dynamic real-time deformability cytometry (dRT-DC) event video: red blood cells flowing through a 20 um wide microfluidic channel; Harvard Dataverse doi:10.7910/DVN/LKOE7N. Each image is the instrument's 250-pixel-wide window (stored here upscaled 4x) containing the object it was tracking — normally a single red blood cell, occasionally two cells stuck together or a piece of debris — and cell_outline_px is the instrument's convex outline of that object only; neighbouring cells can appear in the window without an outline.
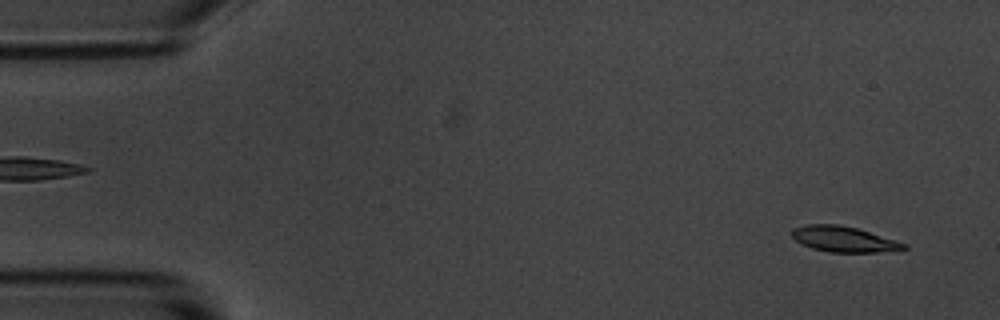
{"species": "common noctule bat (a hibernating species)", "species_latin": "Nyctalus noctula", "temperature_condition": "room temperature", "stored_images_in_passage": 5, "camera_frame_rate_fps": 3000, "um_per_image_px": 0.085, "animal": {"sex": "male", "body_mass_g": 20.1, "forearm_length_mm": 53.5}, "frame": {"image": 1, "passage_image": 2, "time_ms": 1.0, "image_size_px": [1000, 320], "cell_outline_px": [[908, 248], [880, 252], [828, 252], [812, 248], [800, 244], [792, 236], [792, 228], [808, 224], [840, 224], [856, 228], [908, 244]], "centroid_in_image_um": [71.69, 20.33], "position_along_channel_um": 13.3, "area_um2": 16.65}}
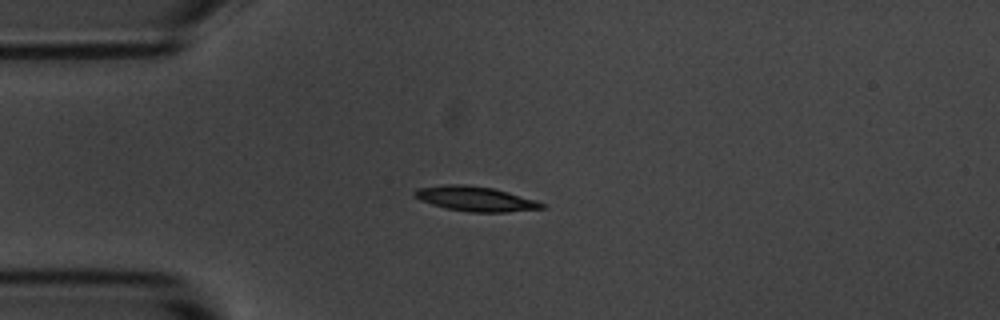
{"frame": {"image": 2, "passage_image": 5, "time_ms": 4.333, "image_size_px": [1000, 320], "cell_outline_px": [[548, 204], [544, 208], [504, 212], [468, 212], [444, 208], [420, 200], [412, 192], [416, 188], [444, 184], [464, 184], [492, 188], [508, 192], [536, 200]], "centroid_in_image_um": [40.4, 16.89], "position_along_channel_um": 44.6, "area_um2": 18.44}}